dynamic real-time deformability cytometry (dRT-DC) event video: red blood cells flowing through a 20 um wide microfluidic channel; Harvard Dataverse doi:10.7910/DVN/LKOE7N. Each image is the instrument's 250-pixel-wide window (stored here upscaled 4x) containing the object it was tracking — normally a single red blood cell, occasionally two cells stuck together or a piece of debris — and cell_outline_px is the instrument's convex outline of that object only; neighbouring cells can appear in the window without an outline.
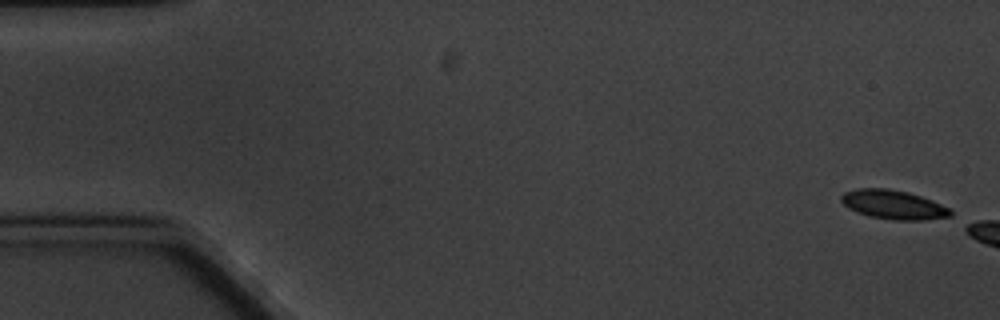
{"species": "common noctule bat (a hibernating species)", "species_latin": "Nyctalus noctula", "temperature_condition": "cold", "stored_images_in_passage": 3, "camera_frame_rate_fps": 3000, "um_per_image_px": 0.085, "animal": {"sex": "male", "body_mass_g": 20.1, "forearm_length_mm": 53.5}, "frame": {"image": 1, "passage_image": 1, "time_ms": 0.0, "image_size_px": [1000, 320], "cell_outline_px": [[952, 216], [924, 220], [892, 220], [868, 216], [856, 212], [848, 208], [840, 200], [840, 196], [844, 192], [856, 188], [888, 188], [908, 192], [932, 200], [948, 208], [952, 212]], "centroid_in_image_um": [75.9, 17.39], "position_along_channel_um": 9.1, "area_um2": 18.61}}